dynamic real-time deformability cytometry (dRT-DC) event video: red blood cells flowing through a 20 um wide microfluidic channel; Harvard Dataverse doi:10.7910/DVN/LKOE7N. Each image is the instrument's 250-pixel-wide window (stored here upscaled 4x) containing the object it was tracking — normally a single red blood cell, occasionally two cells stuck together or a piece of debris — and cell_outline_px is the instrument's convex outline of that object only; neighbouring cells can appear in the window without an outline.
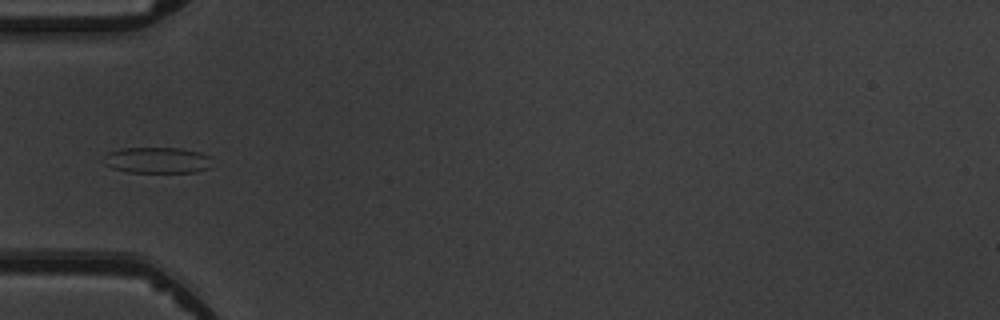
{"species": "common noctule bat (a hibernating species)", "species_latin": "Nyctalus noctula", "temperature_condition": "warm", "stored_images_in_passage": 6, "camera_frame_rate_fps": 3000, "um_per_image_px": 0.085, "animal": {"sex": "male", "body_mass_g": 19.5, "forearm_length_mm": 54.6}, "frame": {"image": 1, "passage_image": 5, "time_ms": 4.667, "image_size_px": [1000, 320], "cell_outline_px": [[212, 168], [196, 172], [128, 172], [112, 168], [104, 164], [108, 152], [120, 148], [180, 148], [200, 152], [212, 156]], "centroid_in_image_um": [13.45, 13.62], "position_along_channel_um": 71.6, "area_um2": 16.65}}
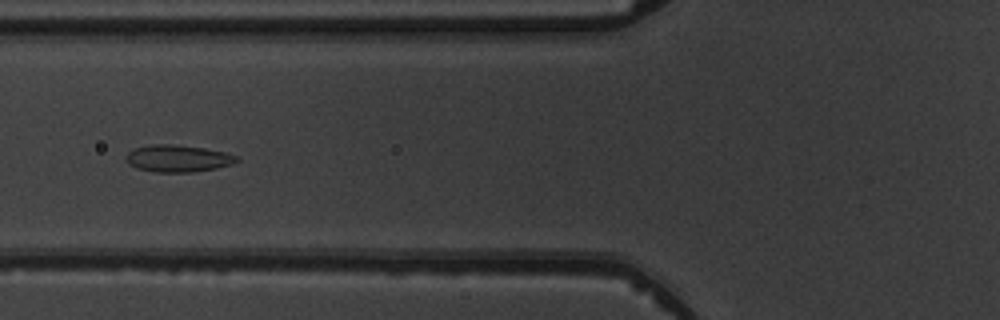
{"frame": {"image": 2, "passage_image": 6, "time_ms": 5.667, "image_size_px": [1000, 320], "cell_outline_px": [[240, 160], [232, 164], [216, 168], [192, 172], [152, 172], [136, 168], [128, 164], [124, 156], [132, 148], [152, 144], [172, 144], [204, 148], [224, 152], [240, 156]], "centroid_in_image_um": [15.09, 13.46], "position_along_channel_um": 110.7, "area_um2": 17.69}}